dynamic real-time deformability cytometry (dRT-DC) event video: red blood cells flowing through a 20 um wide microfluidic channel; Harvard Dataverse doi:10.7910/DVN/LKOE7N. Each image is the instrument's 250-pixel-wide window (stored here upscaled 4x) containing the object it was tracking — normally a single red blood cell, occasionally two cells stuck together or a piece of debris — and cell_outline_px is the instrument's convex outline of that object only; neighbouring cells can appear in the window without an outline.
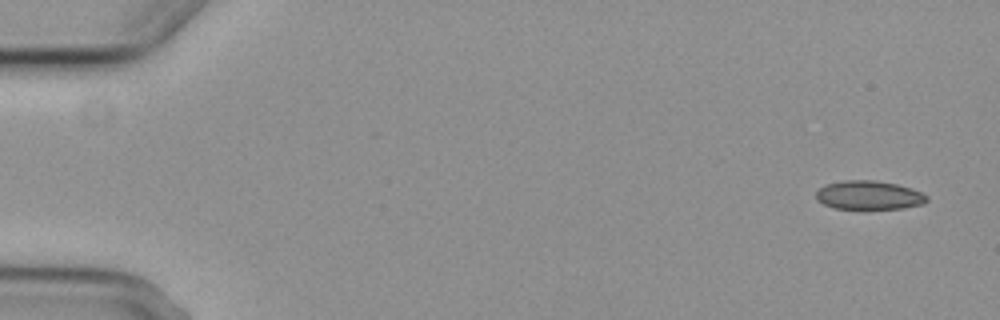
{"species": "common noctule bat (a hibernating species)", "species_latin": "Nyctalus noctula", "temperature_condition": "cold", "stored_images_in_passage": 6, "camera_frame_rate_fps": 3000, "um_per_image_px": 0.085, "animal": {"sex": "female", "body_mass_g": 29.2, "forearm_length_mm": 56.3}, "frame": {"image": 1, "passage_image": 1, "time_ms": 0.0, "image_size_px": [1000, 320], "cell_outline_px": [[928, 200], [924, 204], [904, 208], [860, 212], [832, 208], [816, 200], [816, 192], [820, 188], [828, 184], [844, 180], [872, 180], [896, 184], [912, 188], [928, 196]], "centroid_in_image_um": [73.85, 16.65], "position_along_channel_um": 11.1, "area_um2": 19.48}}
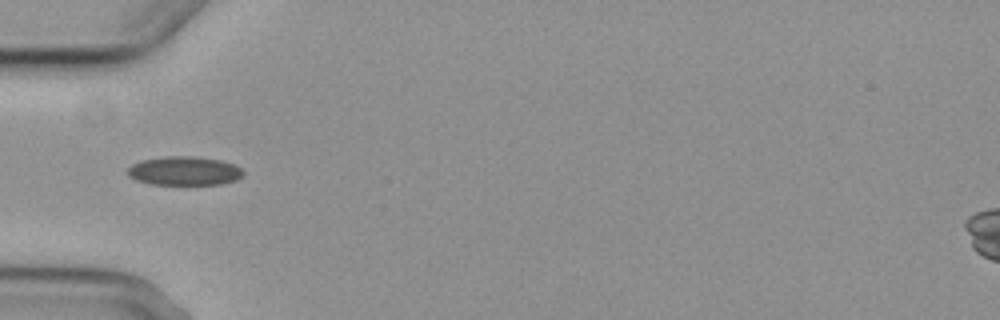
{"frame": {"image": 2, "passage_image": 5, "time_ms": 5.333, "image_size_px": [1000, 320], "cell_outline_px": [[244, 176], [236, 180], [220, 184], [148, 184], [136, 180], [128, 176], [128, 168], [132, 164], [140, 160], [168, 156], [192, 156], [220, 160], [232, 164], [240, 168], [244, 172]], "centroid_in_image_um": [15.65, 14.53], "position_along_channel_um": 69.4, "area_um2": 19.42}}
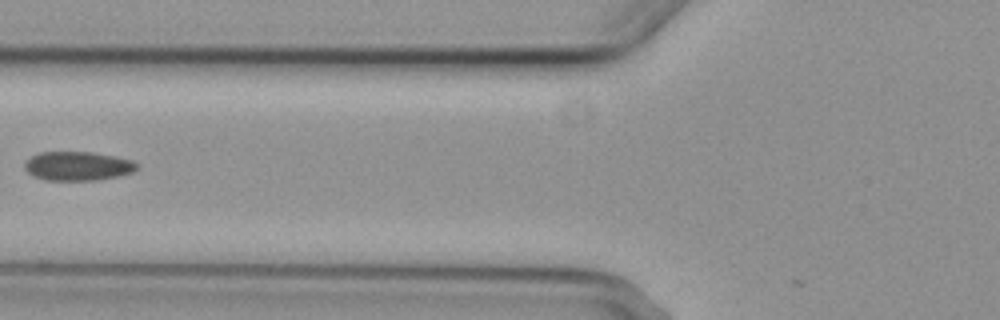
{"frame": {"image": 3, "passage_image": 6, "time_ms": 6.667, "image_size_px": [1000, 320], "cell_outline_px": [[140, 168], [132, 172], [116, 176], [96, 180], [44, 180], [32, 176], [24, 168], [24, 164], [32, 156], [40, 152], [92, 152], [116, 156], [132, 160], [140, 164]], "centroid_in_image_um": [6.64, 14.11], "position_along_channel_um": 119.2, "area_um2": 19.07}}